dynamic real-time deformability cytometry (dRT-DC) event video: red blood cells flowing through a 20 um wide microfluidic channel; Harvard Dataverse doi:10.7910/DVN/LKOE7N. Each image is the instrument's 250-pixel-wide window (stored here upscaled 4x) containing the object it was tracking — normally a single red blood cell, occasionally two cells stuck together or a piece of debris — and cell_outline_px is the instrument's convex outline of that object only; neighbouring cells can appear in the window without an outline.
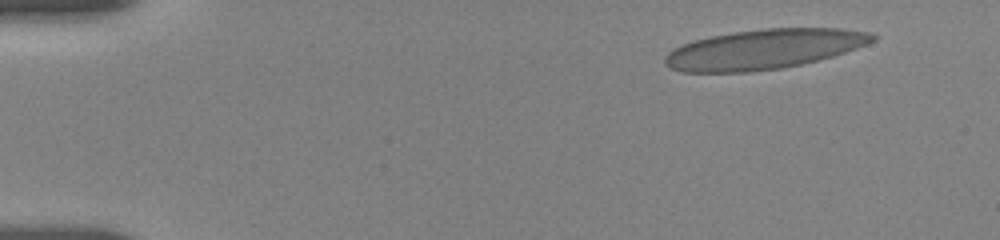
{"species": "human", "species_latin": "Homo sapiens", "temperature_condition": "room temperature", "stored_images_in_passage": 24, "camera_frame_rate_fps": 3000, "um_per_image_px": 0.085, "donor": {"sex": "female"}, "frame": {"image": 1, "passage_image": 2, "time_ms": 1.333, "image_size_px": [1000, 240], "cell_outline_px": [[876, 40], [868, 44], [832, 56], [800, 64], [780, 68], [748, 72], [684, 72], [672, 68], [664, 60], [668, 52], [684, 44], [696, 40], [712, 36], [736, 32], [764, 28], [844, 28], [872, 32], [876, 36]], "centroid_in_image_um": [65.0, 4.17], "position_along_channel_um": 20.0, "area_um2": 47.69}}
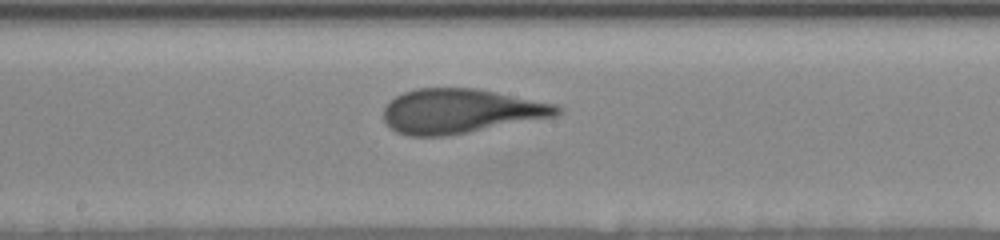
{"frame": {"image": 2, "passage_image": 15, "time_ms": 9.333, "image_size_px": [1000, 240], "cell_outline_px": [[564, 108], [556, 116], [468, 132], [444, 136], [408, 136], [396, 132], [384, 120], [384, 104], [396, 96], [404, 92], [416, 88], [476, 88], [556, 104]], "centroid_in_image_um": [39.13, 9.44], "position_along_channel_um": 209.1, "area_um2": 44.8}}
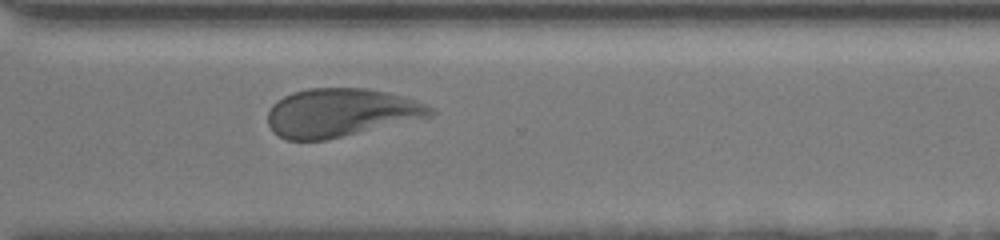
{"frame": {"image": 3, "passage_image": 24, "time_ms": 13.0, "image_size_px": [1000, 240], "cell_outline_px": [[436, 112], [428, 116], [328, 140], [284, 140], [272, 132], [268, 124], [268, 112], [272, 104], [284, 96], [292, 92], [308, 88], [368, 88], [416, 100], [432, 108]], "centroid_in_image_um": [28.87, 9.58], "position_along_channel_um": 341.7, "area_um2": 45.49}}